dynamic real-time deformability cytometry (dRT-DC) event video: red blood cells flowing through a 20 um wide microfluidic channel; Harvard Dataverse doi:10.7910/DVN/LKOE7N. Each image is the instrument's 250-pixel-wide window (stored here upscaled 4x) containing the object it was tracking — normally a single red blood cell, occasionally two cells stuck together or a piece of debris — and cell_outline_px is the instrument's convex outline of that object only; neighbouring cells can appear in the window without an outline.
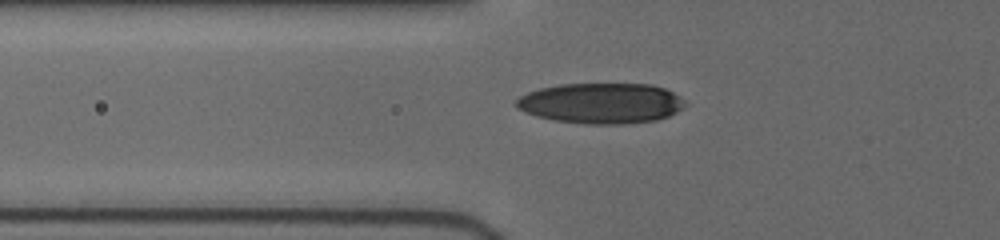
{"species": "human", "species_latin": "Homo sapiens", "temperature_condition": "cold", "stored_images_in_passage": 3, "camera_frame_rate_fps": 3000, "um_per_image_px": 0.085, "donor": {"sex": "female"}, "frame": {"image": 1, "passage_image": 3, "time_ms": 2.333, "image_size_px": [1000, 240], "cell_outline_px": [[688, 104], [676, 112], [668, 116], [656, 120], [620, 124], [584, 124], [552, 120], [536, 116], [524, 112], [516, 104], [516, 100], [520, 96], [528, 92], [540, 88], [560, 84], [652, 84], [664, 88], [680, 96]], "centroid_in_image_um": [51.11, 8.77], "position_along_channel_um": 74.7, "area_um2": 39.94}}